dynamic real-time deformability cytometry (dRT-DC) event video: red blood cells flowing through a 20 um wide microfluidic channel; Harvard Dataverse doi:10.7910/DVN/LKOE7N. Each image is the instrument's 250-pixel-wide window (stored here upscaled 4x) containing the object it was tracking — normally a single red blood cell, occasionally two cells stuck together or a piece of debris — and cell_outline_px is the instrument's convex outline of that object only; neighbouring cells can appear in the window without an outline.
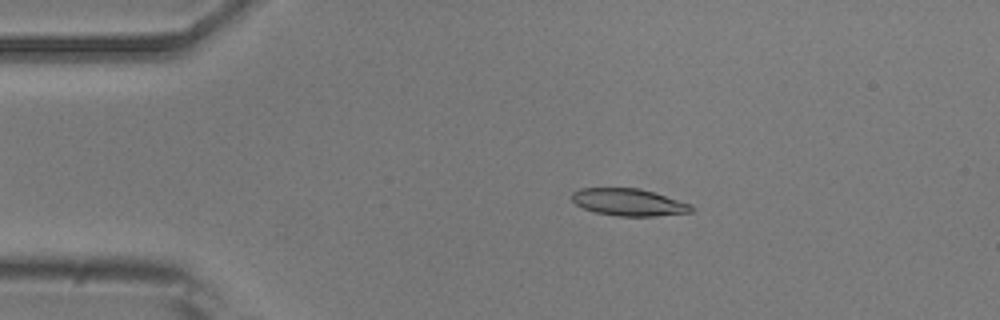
{"species": "common noctule bat (a hibernating species)", "species_latin": "Nyctalus noctula", "temperature_condition": "room temperature", "stored_images_in_passage": 5, "camera_frame_rate_fps": 3000, "um_per_image_px": 0.085, "animal": {"sex": "male", "body_mass_g": 20.5, "forearm_length_mm": 52.5}, "frame": {"image": 1, "passage_image": 3, "time_ms": 3.0, "image_size_px": [1000, 320], "cell_outline_px": [[696, 208], [692, 212], [652, 216], [616, 216], [596, 212], [584, 208], [576, 204], [572, 200], [572, 192], [580, 188], [640, 188], [692, 204]], "centroid_in_image_um": [53.46, 17.19], "position_along_channel_um": 31.5, "area_um2": 18.9}}
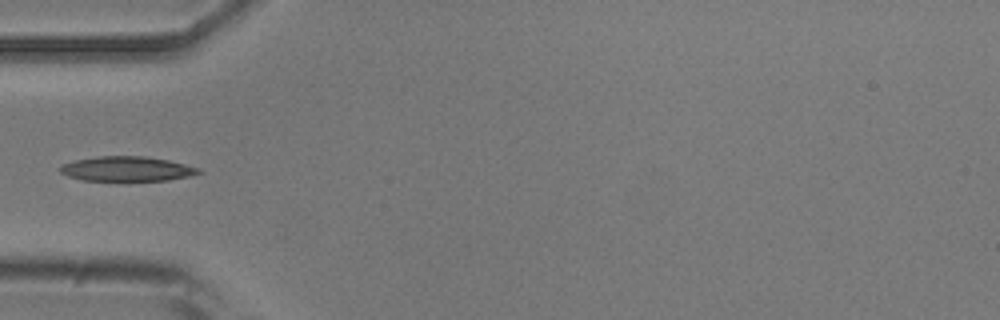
{"frame": {"image": 2, "passage_image": 5, "time_ms": 5.333, "image_size_px": [1000, 320], "cell_outline_px": [[204, 172], [188, 176], [168, 180], [84, 180], [68, 176], [60, 172], [60, 168], [64, 164], [72, 160], [96, 156], [144, 156], [168, 160], [200, 168]], "centroid_in_image_um": [10.79, 14.34], "position_along_channel_um": 74.2, "area_um2": 19.83}}